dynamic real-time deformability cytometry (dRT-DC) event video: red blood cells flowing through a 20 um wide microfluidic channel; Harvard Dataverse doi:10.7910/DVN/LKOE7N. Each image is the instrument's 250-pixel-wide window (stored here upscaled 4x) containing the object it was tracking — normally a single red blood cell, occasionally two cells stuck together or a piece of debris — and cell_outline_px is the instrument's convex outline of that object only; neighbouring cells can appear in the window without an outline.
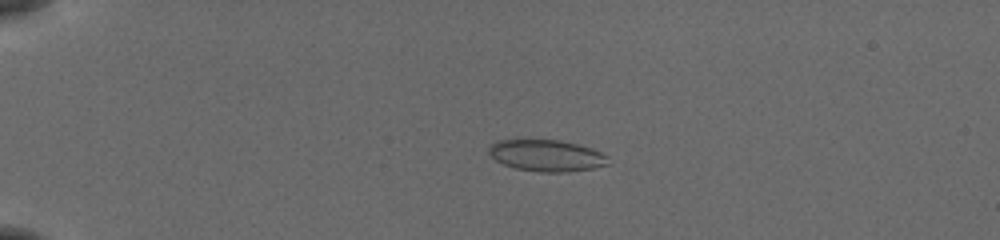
{"species": "common noctule bat (a hibernating species)", "species_latin": "Nyctalus noctula", "temperature_condition": "cold", "stored_images_in_passage": 42, "camera_frame_rate_fps": 3000, "um_per_image_px": 0.085, "animal": {"sex": "female", "body_mass_g": 19.5, "forearm_length_mm": 54.1}, "frame": {"image": 1, "passage_image": 1, "time_ms": 0.0, "image_size_px": [1000, 240], "cell_outline_px": [[608, 164], [592, 168], [568, 172], [540, 172], [516, 168], [504, 164], [496, 160], [488, 152], [488, 148], [496, 140], [560, 140], [592, 148], [608, 156]], "centroid_in_image_um": [46.46, 13.22], "position_along_channel_um": 38.5, "area_um2": 21.79}}
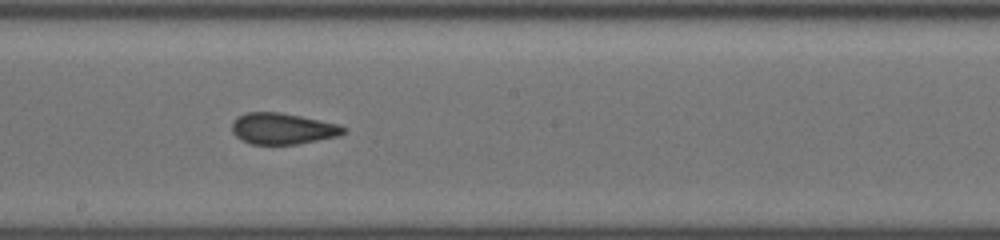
{"frame": {"image": 2, "passage_image": 20, "time_ms": 6.333, "image_size_px": [1000, 240], "cell_outline_px": [[348, 132], [340, 136], [296, 144], [252, 144], [240, 140], [232, 132], [232, 120], [236, 116], [248, 112], [280, 112], [340, 124], [348, 128]], "centroid_in_image_um": [24.04, 10.93], "position_along_channel_um": 224.2, "area_um2": 20.58}}
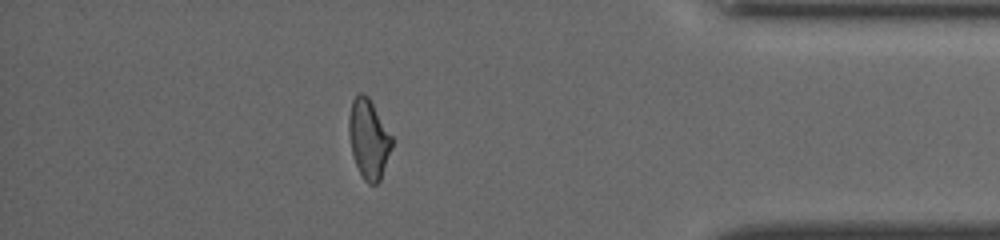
{"frame": {"image": 3, "passage_image": 36, "time_ms": 11.667, "image_size_px": [1000, 240], "cell_outline_px": [[392, 148], [380, 180], [376, 184], [368, 184], [364, 180], [356, 164], [352, 152], [348, 132], [348, 116], [352, 100], [360, 92], [364, 92], [368, 96], [392, 136]], "centroid_in_image_um": [31.33, 11.79], "position_along_channel_um": 403.9, "area_um2": 19.83}, "authors_computed_cell_mechanics": {"area_um2": 20.5768, "velocity_mm_per_s": 3.8844, "shape_relaxation_time_tau1_ms": null, "shape_relaxation_time_tau2_ms": 1.2692, "deformation_change_tau1": null, "deformation_change_tau2": 0.0674}}